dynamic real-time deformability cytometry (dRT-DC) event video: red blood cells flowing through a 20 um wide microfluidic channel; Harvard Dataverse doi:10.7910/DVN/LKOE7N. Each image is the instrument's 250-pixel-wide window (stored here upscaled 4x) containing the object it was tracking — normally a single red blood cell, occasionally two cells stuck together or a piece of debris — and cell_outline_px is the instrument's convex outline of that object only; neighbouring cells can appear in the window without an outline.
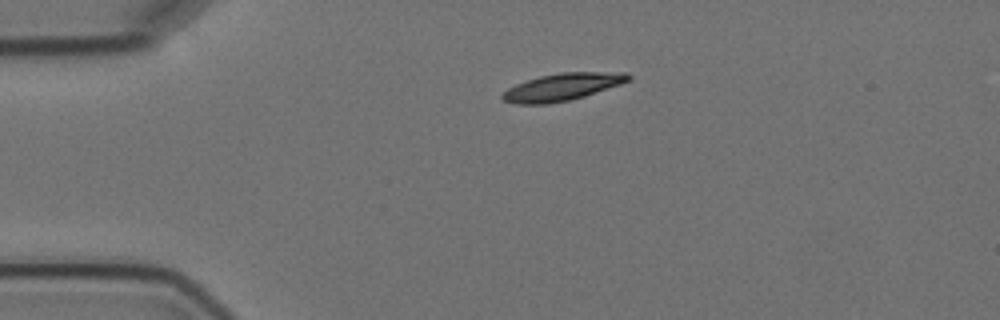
{"species": "Egyptian fruit bat (a non-hibernating species)", "species_latin": "Rousettus aegyptiacus", "temperature_condition": "cold", "stored_images_in_passage": 2, "camera_frame_rate_fps": 3000, "um_per_image_px": 0.085, "animal": {"sex": "female"}, "frame": {"image": 1, "passage_image": 1, "time_ms": 0.0, "image_size_px": [1000, 320], "cell_outline_px": [[632, 80], [584, 96], [568, 100], [548, 104], [512, 104], [504, 100], [500, 96], [508, 88], [516, 84], [540, 76], [560, 72], [628, 72], [632, 76]], "centroid_in_image_um": [47.81, 7.38], "position_along_channel_um": 37.2, "area_um2": 20.0}}